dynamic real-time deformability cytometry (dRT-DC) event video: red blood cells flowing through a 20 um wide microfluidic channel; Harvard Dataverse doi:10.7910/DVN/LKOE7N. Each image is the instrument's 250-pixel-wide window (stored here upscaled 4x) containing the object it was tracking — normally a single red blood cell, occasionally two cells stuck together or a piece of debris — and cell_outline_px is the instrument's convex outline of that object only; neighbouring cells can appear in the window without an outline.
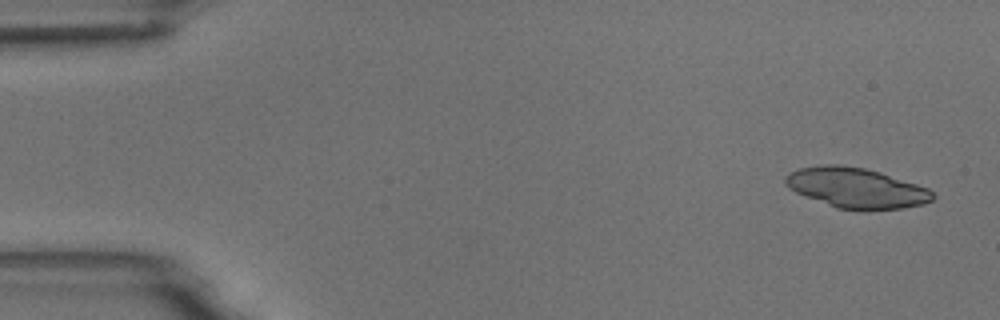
{"species": "common noctule bat (a hibernating species)", "species_latin": "Nyctalus noctula", "temperature_condition": "room temperature", "stored_images_in_passage": 6, "camera_frame_rate_fps": 3000, "um_per_image_px": 0.085, "animal": {"sex": "male", "body_mass_g": 18.8}, "frame": {"image": 1, "passage_image": 1, "time_ms": 0.0, "image_size_px": [1000, 320], "cell_outline_px": [[936, 196], [932, 200], [924, 204], [904, 208], [836, 208], [804, 196], [788, 188], [784, 184], [784, 176], [788, 172], [800, 168], [820, 164], [840, 164], [864, 168], [880, 172], [928, 188]], "centroid_in_image_um": [72.72, 15.94], "position_along_channel_um": 12.3, "area_um2": 34.22}}